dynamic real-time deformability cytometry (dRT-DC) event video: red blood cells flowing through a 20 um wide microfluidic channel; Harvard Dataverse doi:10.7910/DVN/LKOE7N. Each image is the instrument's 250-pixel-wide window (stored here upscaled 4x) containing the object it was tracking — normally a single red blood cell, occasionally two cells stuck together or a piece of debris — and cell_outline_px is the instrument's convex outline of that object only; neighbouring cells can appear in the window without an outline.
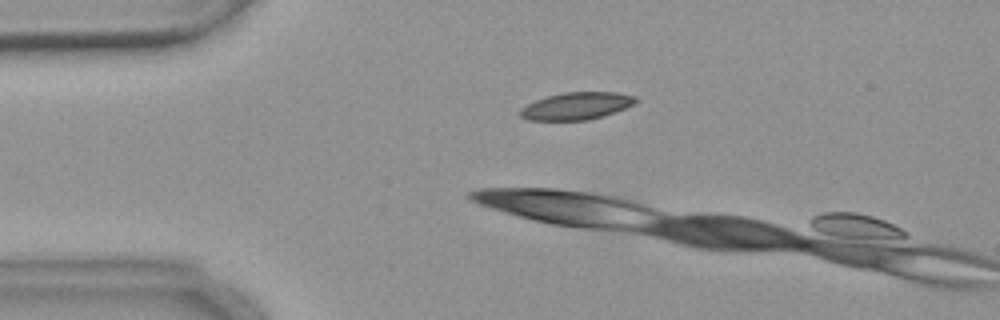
{"species": "common noctule bat (a hibernating species)", "species_latin": "Nyctalus noctula", "temperature_condition": "warm", "stored_images_in_passage": 3, "camera_frame_rate_fps": 3000, "um_per_image_px": 0.085, "animal": {"sex": "female", "body_mass_g": 18.4}, "frame": {"image": 1, "passage_image": 1, "time_ms": 0.0, "image_size_px": [1000, 320], "cell_outline_px": [[640, 100], [624, 108], [604, 116], [588, 120], [528, 120], [520, 116], [520, 108], [536, 100], [548, 96], [564, 92], [616, 92], [636, 96]], "centroid_in_image_um": [49.02, 9.0], "position_along_channel_um": 36.0, "area_um2": 18.32}}